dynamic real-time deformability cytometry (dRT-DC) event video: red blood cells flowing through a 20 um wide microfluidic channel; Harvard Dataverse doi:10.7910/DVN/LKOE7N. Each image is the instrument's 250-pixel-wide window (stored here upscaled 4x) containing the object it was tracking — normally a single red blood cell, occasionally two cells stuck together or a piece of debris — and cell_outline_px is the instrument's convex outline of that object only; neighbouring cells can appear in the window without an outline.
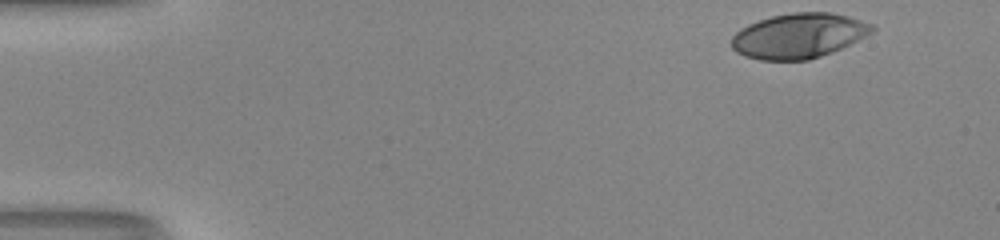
{"species": "human", "species_latin": "Homo sapiens", "temperature_condition": "room temperature", "stored_images_in_passage": 39, "camera_frame_rate_fps": 3000, "um_per_image_px": 0.085, "donor": {"sex": "male"}, "frame": {"image": 1, "passage_image": 1, "time_ms": 0.0, "image_size_px": [1000, 240], "cell_outline_px": [[876, 28], [872, 32], [832, 52], [808, 60], [760, 60], [744, 56], [736, 52], [732, 48], [732, 36], [740, 28], [748, 24], [772, 16], [792, 12], [828, 12], [848, 16], [876, 24]], "centroid_in_image_um": [67.88, 3.03], "position_along_channel_um": 17.1, "area_um2": 36.76}}
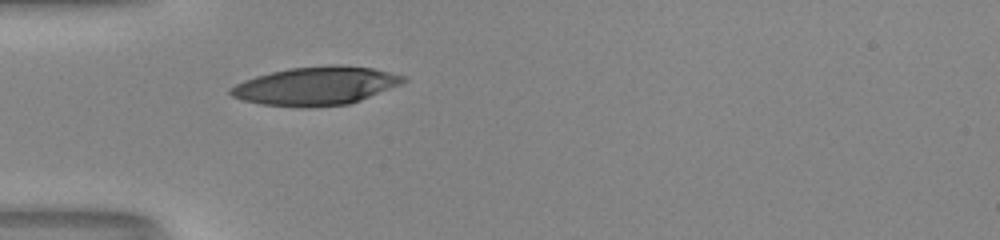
{"frame": {"image": 2, "passage_image": 13, "time_ms": 4.0, "image_size_px": [1000, 240], "cell_outline_px": [[408, 80], [400, 84], [360, 100], [348, 104], [308, 108], [296, 108], [260, 104], [244, 100], [232, 96], [228, 92], [228, 88], [244, 80], [256, 76], [288, 68], [328, 64], [340, 64], [372, 68], [404, 76]], "centroid_in_image_um": [26.81, 7.3], "position_along_channel_um": 58.2, "area_um2": 38.84}}
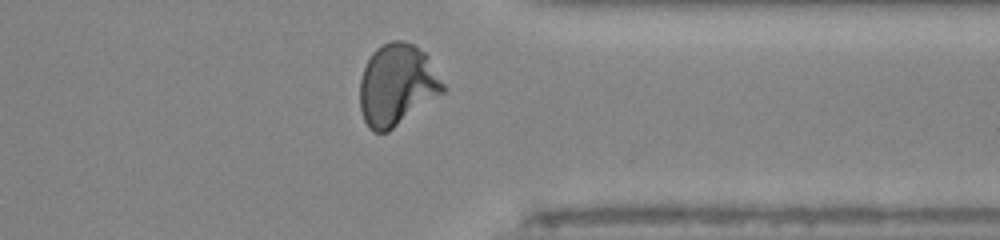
{"frame": {"image": 3, "passage_image": 37, "time_ms": 12.0, "image_size_px": [1000, 240], "cell_outline_px": [[448, 88], [444, 92], [388, 132], [372, 132], [368, 128], [364, 120], [360, 108], [360, 80], [364, 68], [372, 52], [376, 48], [392, 40], [404, 40], [412, 44], [424, 52], [428, 56]], "centroid_in_image_um": [33.75, 7.22], "position_along_channel_um": 377.6, "area_um2": 39.65}, "authors_computed_cell_mechanics": {"area_um2": 37.5122, "velocity_mm_per_s": 4.1275, "shape_relaxation_time_tau1_ms": 6.0698, "shape_relaxation_time_tau2_ms": 0.8828, "deformation_change_tau1": 0.2618, "deformation_change_tau2": 0.0577}}